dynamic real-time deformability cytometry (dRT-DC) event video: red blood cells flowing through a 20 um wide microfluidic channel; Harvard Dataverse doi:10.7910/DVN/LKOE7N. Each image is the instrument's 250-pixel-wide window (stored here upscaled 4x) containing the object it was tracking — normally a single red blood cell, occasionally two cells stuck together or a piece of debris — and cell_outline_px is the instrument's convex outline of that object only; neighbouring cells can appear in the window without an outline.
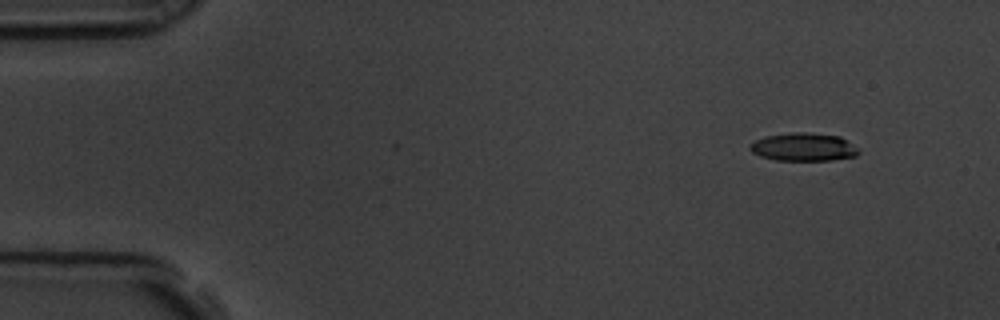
{"species": "common noctule bat (a hibernating species)", "species_latin": "Nyctalus noctula", "temperature_condition": "room temperature", "stored_images_in_passage": 9, "camera_frame_rate_fps": 3000, "um_per_image_px": 0.085, "animal": {"sex": "male", "body_mass_g": 19.5, "forearm_length_mm": 54.6}, "frame": {"image": 1, "passage_image": 1, "time_ms": 0.0, "image_size_px": [1000, 320], "cell_outline_px": [[860, 152], [856, 156], [832, 160], [776, 160], [760, 156], [752, 152], [748, 148], [756, 140], [764, 136], [792, 132], [804, 132], [840, 136], [860, 148]], "centroid_in_image_um": [68.34, 12.49], "position_along_channel_um": 16.7, "area_um2": 17.86}}
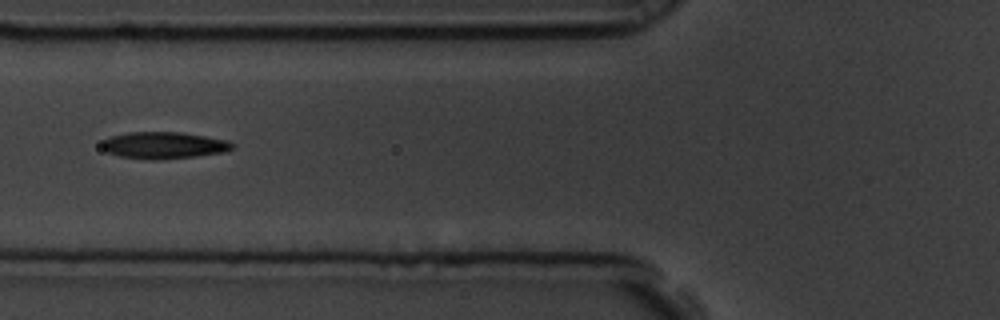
{"frame": {"image": 2, "passage_image": 6, "time_ms": 1.667, "image_size_px": [1000, 320], "cell_outline_px": [[236, 148], [224, 152], [196, 156], [160, 160], [152, 160], [120, 156], [108, 152], [100, 144], [104, 140], [112, 136], [128, 132], [180, 132], [228, 140], [236, 144]], "centroid_in_image_um": [13.98, 12.35], "position_along_channel_um": 111.8, "area_um2": 20.4}}
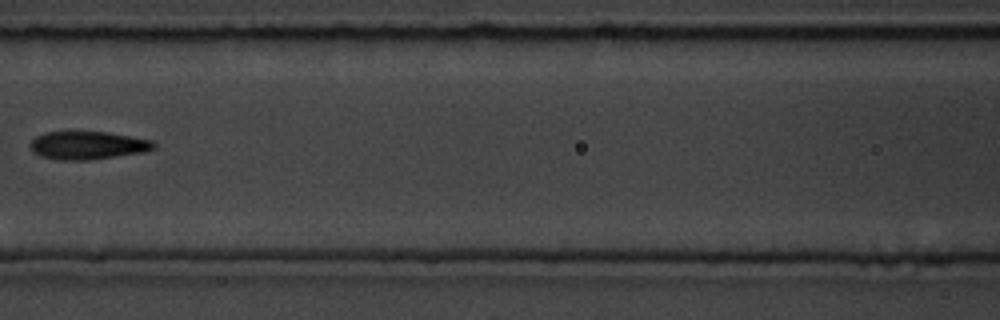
{"frame": {"image": 3, "passage_image": 7, "time_ms": 2.0, "image_size_px": [1000, 320], "cell_outline_px": [[156, 148], [144, 152], [88, 160], [60, 160], [40, 156], [32, 152], [28, 144], [36, 136], [44, 132], [108, 132], [152, 140], [156, 144]], "centroid_in_image_um": [7.44, 12.35], "position_along_channel_um": 159.2, "area_um2": 20.29}}